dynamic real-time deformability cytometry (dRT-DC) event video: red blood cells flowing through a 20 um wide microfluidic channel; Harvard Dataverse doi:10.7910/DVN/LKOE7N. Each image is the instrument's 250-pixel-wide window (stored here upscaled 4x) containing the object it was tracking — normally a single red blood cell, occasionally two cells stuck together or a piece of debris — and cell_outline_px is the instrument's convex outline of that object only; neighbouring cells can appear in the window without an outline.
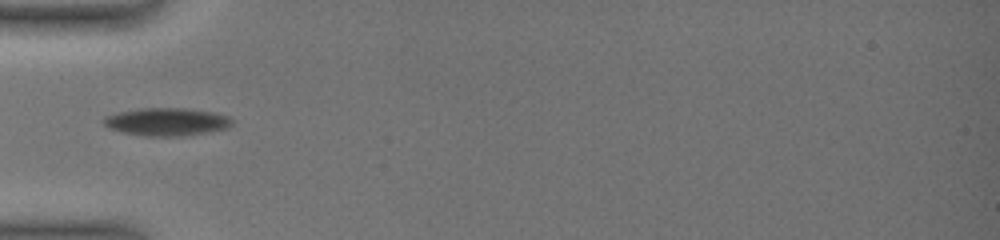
{"species": "common noctule bat (a hibernating species)", "species_latin": "Nyctalus noctula", "temperature_condition": "warm", "stored_images_in_passage": 35, "camera_frame_rate_fps": 3000, "um_per_image_px": 0.085, "animal": {"sex": "female", "body_mass_g": 19.0, "forearm_length_mm": 51.5}, "frame": {"image": 1, "passage_image": 1, "time_ms": 0.0, "image_size_px": [1000, 240], "cell_outline_px": [[232, 124], [228, 128], [208, 132], [184, 136], [144, 136], [124, 132], [108, 128], [100, 120], [104, 116], [116, 112], [140, 108], [184, 108], [212, 112], [228, 116], [232, 120]], "centroid_in_image_um": [14.12, 10.35], "position_along_channel_um": 70.9, "area_um2": 20.98}}
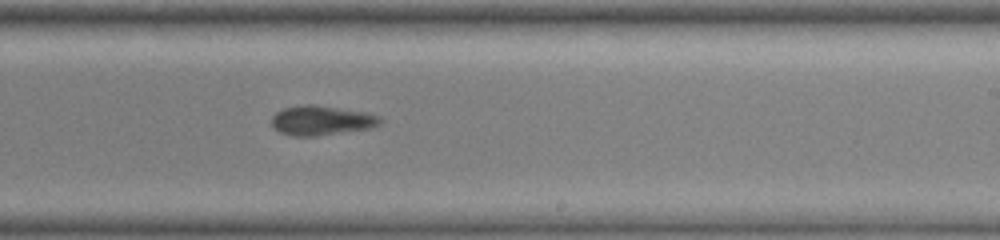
{"frame": {"image": 2, "passage_image": 17, "time_ms": 5.333, "image_size_px": [1000, 240], "cell_outline_px": [[380, 120], [376, 124], [368, 128], [312, 136], [296, 136], [280, 132], [272, 124], [272, 116], [276, 112], [284, 108], [304, 104], [316, 104], [368, 112], [380, 116]], "centroid_in_image_um": [27.29, 10.2], "position_along_channel_um": 261.7, "area_um2": 18.38}}
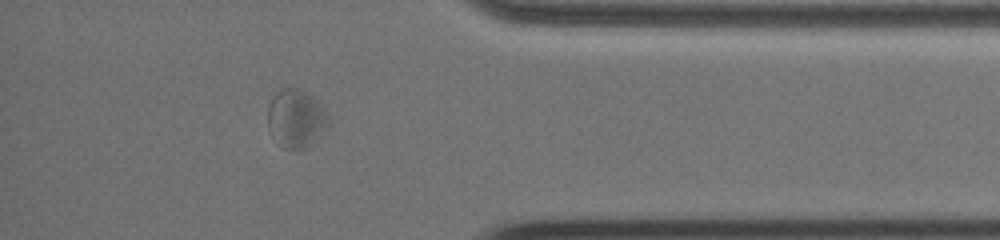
{"frame": {"image": 3, "passage_image": 30, "time_ms": 9.667, "image_size_px": [1000, 240], "cell_outline_px": [[328, 124], [300, 148], [284, 148], [272, 136], [268, 128], [268, 108], [276, 92], [280, 88], [300, 88], [308, 92], [324, 104], [328, 116]], "centroid_in_image_um": [25.13, 9.96], "position_along_channel_um": 410.1, "area_um2": 19.94}}